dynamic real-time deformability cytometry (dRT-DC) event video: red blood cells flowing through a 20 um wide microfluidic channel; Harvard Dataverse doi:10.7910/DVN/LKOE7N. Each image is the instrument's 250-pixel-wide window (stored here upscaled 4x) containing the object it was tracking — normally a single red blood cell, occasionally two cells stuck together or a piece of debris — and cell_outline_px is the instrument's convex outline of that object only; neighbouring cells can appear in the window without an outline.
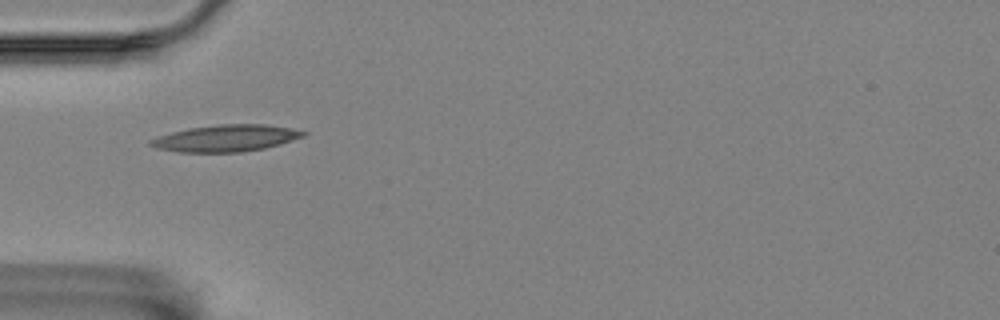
{"species": "Egyptian fruit bat (a non-hibernating species)", "species_latin": "Rousettus aegyptiacus", "temperature_condition": "room temperature", "stored_images_in_passage": 2, "camera_frame_rate_fps": 3000, "um_per_image_px": 0.085, "animal": {"sex": "female"}, "frame": {"image": 1, "passage_image": 1, "time_ms": 0.0, "image_size_px": [1000, 320], "cell_outline_px": [[308, 132], [304, 136], [280, 144], [264, 148], [240, 152], [180, 152], [156, 148], [148, 144], [148, 140], [156, 136], [188, 128], [220, 124], [264, 124], [292, 128]], "centroid_in_image_um": [19.17, 11.74], "position_along_channel_um": 65.8, "area_um2": 23.81}}
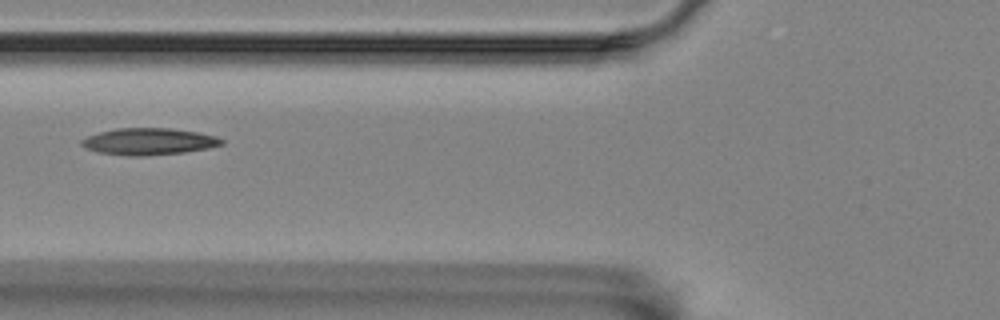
{"frame": {"image": 2, "passage_image": 2, "time_ms": 0.333, "image_size_px": [1000, 320], "cell_outline_px": [[224, 144], [208, 148], [184, 152], [140, 156], [128, 156], [100, 152], [84, 148], [80, 144], [80, 140], [88, 136], [100, 132], [116, 128], [172, 128], [200, 132], [216, 136], [224, 140]], "centroid_in_image_um": [12.66, 12.02], "position_along_channel_um": 113.1, "area_um2": 21.91}}